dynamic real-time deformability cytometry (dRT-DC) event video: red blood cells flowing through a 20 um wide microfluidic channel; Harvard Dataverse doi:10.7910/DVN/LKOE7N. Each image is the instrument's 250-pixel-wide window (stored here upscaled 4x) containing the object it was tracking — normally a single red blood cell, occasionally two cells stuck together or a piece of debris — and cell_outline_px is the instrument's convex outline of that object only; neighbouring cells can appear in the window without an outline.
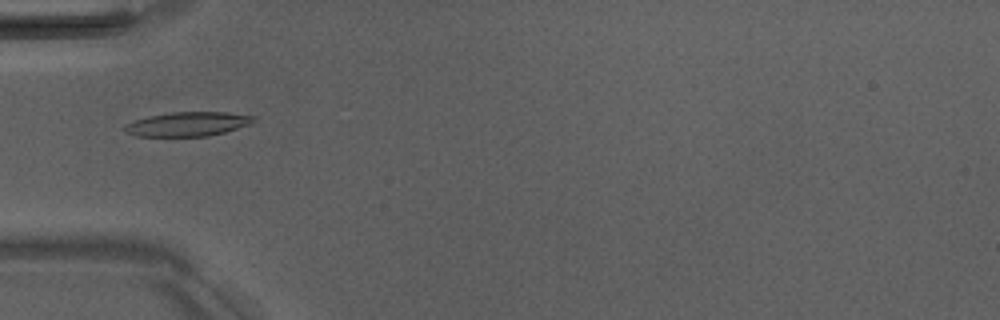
{"species": "Egyptian fruit bat (a non-hibernating species)", "species_latin": "Rousettus aegyptiacus", "temperature_condition": "room temperature", "stored_images_in_passage": 5, "camera_frame_rate_fps": 3000, "um_per_image_px": 0.085, "animal": {"sex": "male"}, "frame": {"image": 1, "passage_image": 5, "time_ms": 4.667, "image_size_px": [1000, 320], "cell_outline_px": [[256, 116], [248, 124], [224, 132], [208, 136], [136, 136], [124, 132], [124, 124], [148, 116], [172, 112], [228, 112]], "centroid_in_image_um": [15.9, 10.54], "position_along_channel_um": 69.1, "area_um2": 18.03}}